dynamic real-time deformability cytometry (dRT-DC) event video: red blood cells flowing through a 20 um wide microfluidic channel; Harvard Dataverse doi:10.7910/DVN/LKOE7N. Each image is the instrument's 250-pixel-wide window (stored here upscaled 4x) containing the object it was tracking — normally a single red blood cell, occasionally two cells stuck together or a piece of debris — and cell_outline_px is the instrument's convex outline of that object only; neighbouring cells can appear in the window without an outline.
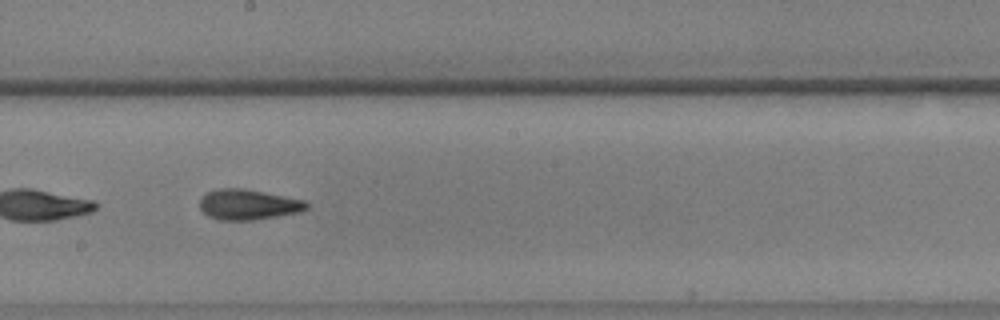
{"species": "common noctule bat (a hibernating species)", "species_latin": "Nyctalus noctula", "temperature_condition": "warm", "stored_images_in_passage": 56, "camera_frame_rate_fps": 3000, "um_per_image_px": 0.085, "animal": {"sex": "male", "body_mass_g": 17.9, "forearm_length_mm": 54.2}, "frame": {"image": 1, "passage_image": 32, "time_ms": 10.333, "image_size_px": [1000, 320], "cell_outline_px": [[308, 208], [300, 212], [252, 220], [220, 220], [208, 216], [200, 208], [200, 200], [208, 192], [216, 188], [244, 188], [304, 200], [308, 204]], "centroid_in_image_um": [21.09, 17.38], "position_along_channel_um": 227.1, "area_um2": 18.79}}
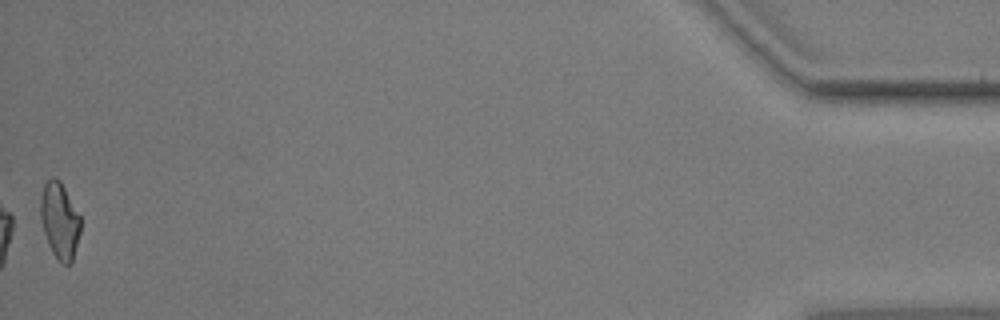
{"frame": {"image": 2, "passage_image": 56, "time_ms": 18.333, "image_size_px": [1000, 320], "cell_outline_px": [[80, 232], [72, 264], [60, 264], [56, 260], [48, 244], [40, 220], [40, 196], [44, 184], [52, 176], [56, 176], [60, 180], [80, 216]], "centroid_in_image_um": [5.06, 18.77], "position_along_channel_um": 430.1, "area_um2": 18.03}, "authors_computed_cell_mechanics": {"area_um2": 18.9006, "velocity_mm_per_s": 3.6465, "shape_relaxation_time_tau1_ms": 6.7899, "shape_relaxation_time_tau2_ms": 2.8245, "deformation_change_tau1": 0.1572, "deformation_change_tau2": 0.1038}}